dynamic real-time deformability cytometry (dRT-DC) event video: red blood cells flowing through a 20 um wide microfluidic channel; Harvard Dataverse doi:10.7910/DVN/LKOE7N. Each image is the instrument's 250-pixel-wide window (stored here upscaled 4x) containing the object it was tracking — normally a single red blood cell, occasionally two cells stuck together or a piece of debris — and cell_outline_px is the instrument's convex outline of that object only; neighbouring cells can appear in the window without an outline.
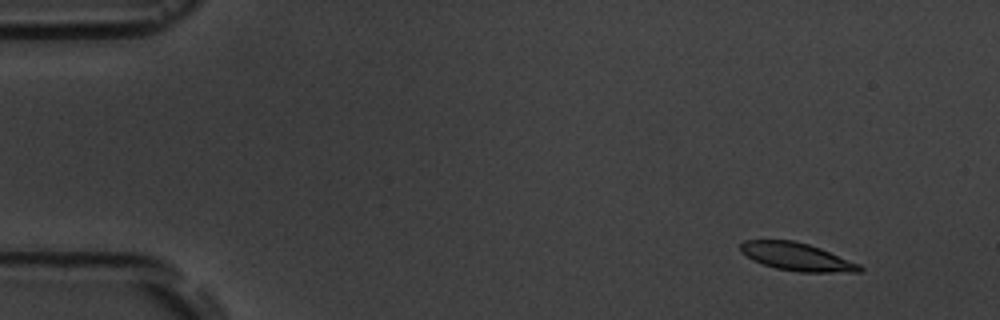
{"species": "common noctule bat (a hibernating species)", "species_latin": "Nyctalus noctula", "temperature_condition": "room temperature", "stored_images_in_passage": 9, "camera_frame_rate_fps": 3000, "um_per_image_px": 0.085, "animal": {"sex": "male", "body_mass_g": 19.5, "forearm_length_mm": 54.6}, "frame": {"image": 1, "passage_image": 1, "time_ms": 0.0, "image_size_px": [1000, 320], "cell_outline_px": [[864, 268], [860, 272], [800, 272], [776, 268], [752, 260], [740, 252], [740, 244], [744, 240], [792, 240], [808, 244], [820, 248], [860, 264]], "centroid_in_image_um": [67.72, 21.82], "position_along_channel_um": 17.3, "area_um2": 19.31}}
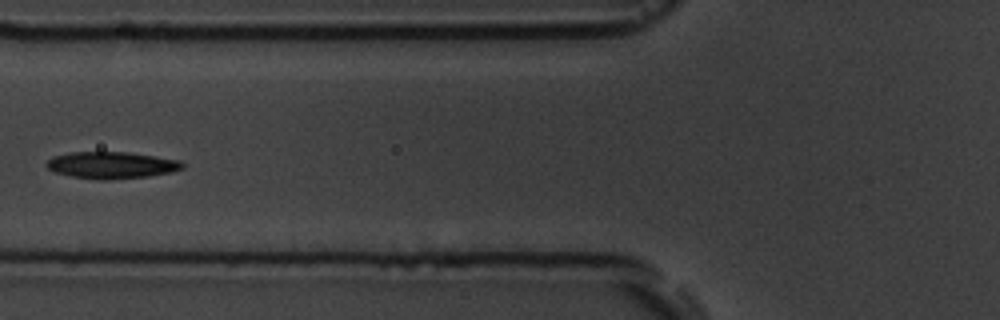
{"frame": {"image": 2, "passage_image": 6, "time_ms": 5.667, "image_size_px": [1000, 320], "cell_outline_px": [[184, 168], [172, 172], [148, 176], [108, 180], [100, 180], [72, 176], [56, 172], [48, 168], [44, 164], [52, 156], [68, 152], [128, 152], [156, 156], [180, 160], [184, 164]], "centroid_in_image_um": [9.48, 14.03], "position_along_channel_um": 116.3, "area_um2": 21.33}}
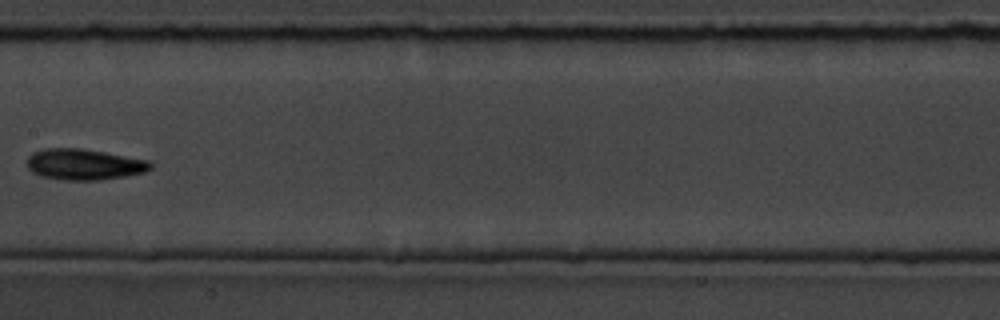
{"frame": {"image": 3, "passage_image": 8, "time_ms": 8.0, "image_size_px": [1000, 320], "cell_outline_px": [[152, 168], [144, 172], [128, 176], [100, 180], [64, 180], [40, 176], [32, 172], [28, 168], [28, 156], [32, 152], [44, 148], [80, 148], [104, 152], [148, 160], [152, 164]], "centroid_in_image_um": [7.14, 13.98], "position_along_channel_um": 200.3, "area_um2": 22.37}}